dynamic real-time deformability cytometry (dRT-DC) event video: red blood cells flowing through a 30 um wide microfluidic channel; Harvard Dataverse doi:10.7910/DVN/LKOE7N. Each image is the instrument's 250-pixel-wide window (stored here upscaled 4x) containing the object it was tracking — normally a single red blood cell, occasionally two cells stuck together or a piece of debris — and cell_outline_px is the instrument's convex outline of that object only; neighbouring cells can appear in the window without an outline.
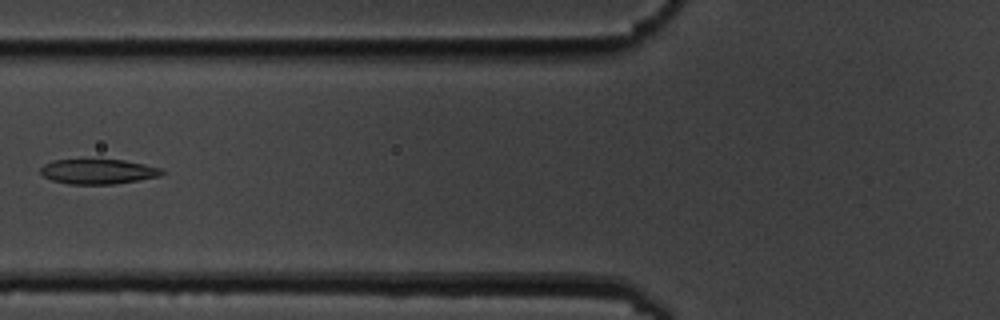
{"species": "common noctule bat (a hibernating species)", "species_latin": "Nyctalus noctula", "temperature_condition": "cold", "stored_images_in_passage": 9, "camera_frame_rate_fps": 3000, "um_per_image_px": 0.085, "animal": {"sex": "male", "body_mass_g": 19.5, "forearm_length_mm": 54.6}, "frame": {"image": 1, "passage_image": 6, "time_ms": 6.0, "image_size_px": [1000, 320], "cell_outline_px": [[164, 172], [160, 176], [116, 184], [68, 184], [52, 180], [44, 176], [40, 172], [40, 168], [44, 164], [52, 160], [124, 160], [144, 164], [160, 168]], "centroid_in_image_um": [8.32, 14.58], "position_along_channel_um": 117.5, "area_um2": 17.51}}
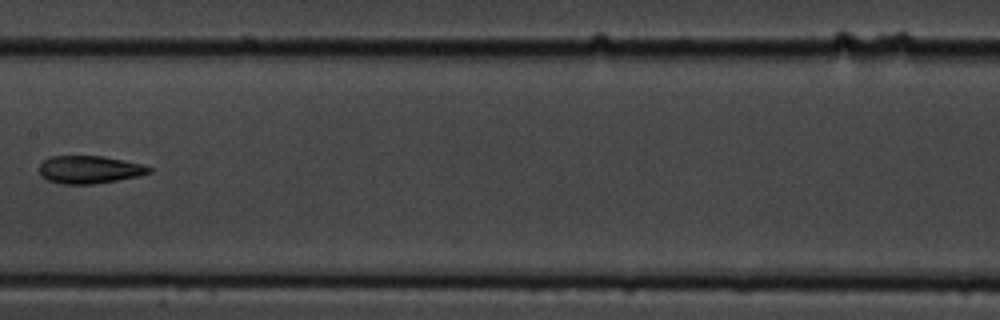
{"frame": {"image": 2, "passage_image": 8, "time_ms": 8.333, "image_size_px": [1000, 320], "cell_outline_px": [[152, 172], [136, 176], [116, 180], [92, 184], [64, 184], [48, 180], [40, 176], [40, 164], [44, 160], [52, 156], [104, 156], [124, 160], [140, 164], [152, 168]], "centroid_in_image_um": [7.58, 14.41], "position_along_channel_um": 199.8, "area_um2": 17.57}}
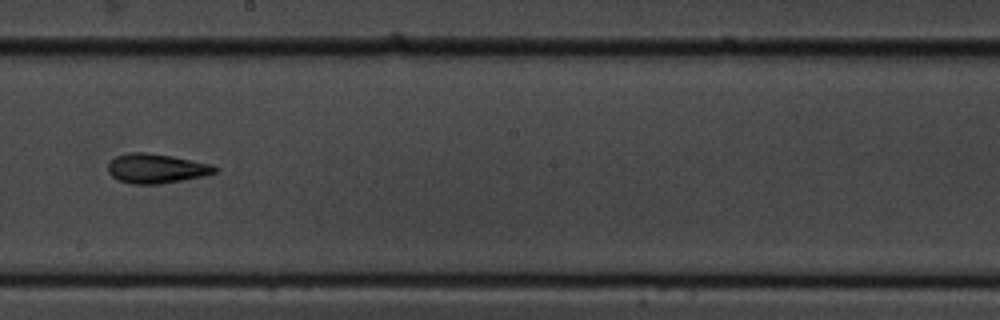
{"frame": {"image": 3, "passage_image": 9, "time_ms": 9.333, "image_size_px": [1000, 320], "cell_outline_px": [[220, 168], [216, 172], [204, 176], [184, 180], [156, 184], [132, 184], [116, 180], [108, 172], [108, 164], [116, 156], [132, 152], [144, 152], [172, 156], [212, 164]], "centroid_in_image_um": [13.3, 14.33], "position_along_channel_um": 234.9, "area_um2": 18.44}}